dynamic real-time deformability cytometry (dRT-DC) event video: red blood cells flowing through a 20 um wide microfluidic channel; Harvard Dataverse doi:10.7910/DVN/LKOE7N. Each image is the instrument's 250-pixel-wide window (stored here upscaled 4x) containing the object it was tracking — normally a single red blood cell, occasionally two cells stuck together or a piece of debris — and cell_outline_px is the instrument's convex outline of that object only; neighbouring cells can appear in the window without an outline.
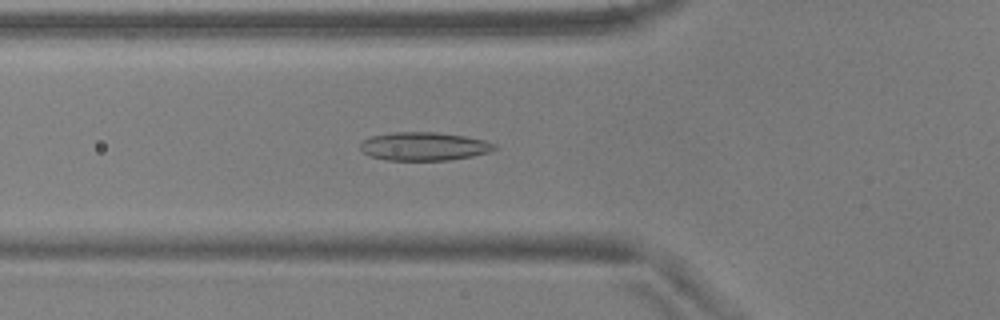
{"species": "common noctule bat (a hibernating species)", "species_latin": "Nyctalus noctula", "temperature_condition": "warm", "stored_images_in_passage": 54, "camera_frame_rate_fps": 3000, "um_per_image_px": 0.085, "animal": {"sex": "male", "body_mass_g": 17.9, "forearm_length_mm": 54.2}, "frame": {"image": 1, "passage_image": 19, "time_ms": 6.0, "image_size_px": [1000, 320], "cell_outline_px": [[500, 148], [492, 152], [472, 156], [448, 160], [388, 160], [368, 156], [360, 148], [360, 144], [364, 140], [372, 136], [392, 132], [436, 132], [464, 136], [484, 140], [496, 144]], "centroid_in_image_um": [36.08, 12.44], "position_along_channel_um": 89.7, "area_um2": 22.31}}
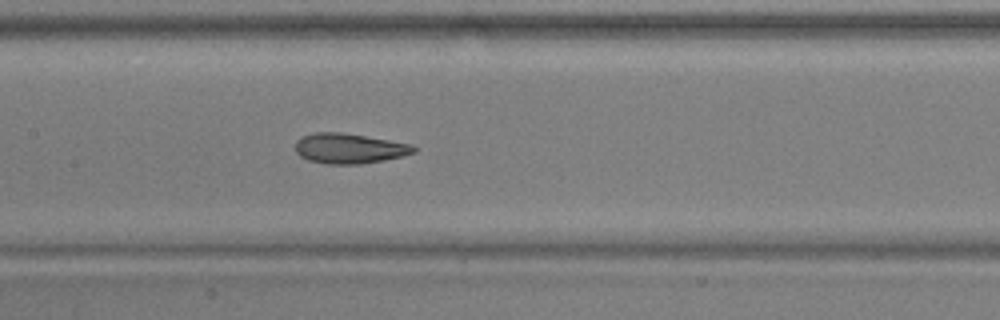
{"frame": {"image": 2, "passage_image": 26, "time_ms": 8.333, "image_size_px": [1000, 320], "cell_outline_px": [[416, 152], [404, 156], [384, 160], [360, 164], [324, 164], [308, 160], [300, 156], [296, 152], [296, 140], [300, 136], [312, 132], [340, 132], [412, 144], [416, 148]], "centroid_in_image_um": [29.66, 12.62], "position_along_channel_um": 177.7, "area_um2": 20.92}}
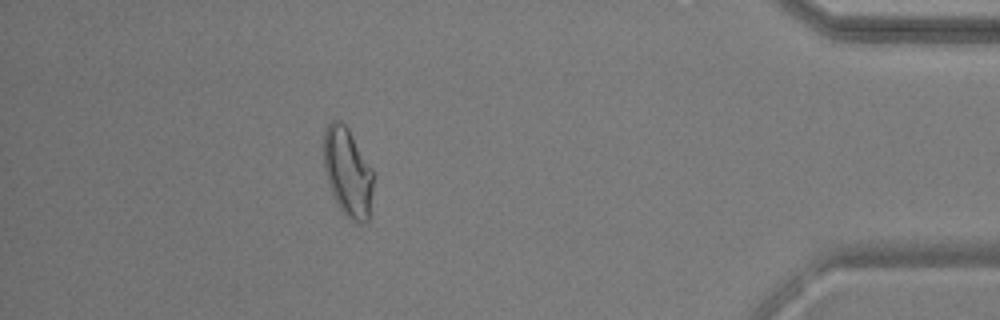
{"frame": {"image": 3, "passage_image": 48, "time_ms": 15.667, "image_size_px": [1000, 320], "cell_outline_px": [[372, 192], [368, 220], [364, 224], [360, 224], [352, 220], [336, 204], [328, 184], [324, 172], [324, 132], [328, 124], [332, 120], [340, 120], [348, 128], [372, 168]], "centroid_in_image_um": [29.54, 14.63], "position_along_channel_um": 405.7, "area_um2": 25.55}, "authors_computed_cell_mechanics": {"area_um2": 21.9929, "velocity_mm_per_s": 3.7302, "shape_relaxation_time_tau1_ms": 6.8699, "shape_relaxation_time_tau2_ms": 1.621, "deformation_change_tau1": 0.1779, "deformation_change_tau2": 0.0891}}